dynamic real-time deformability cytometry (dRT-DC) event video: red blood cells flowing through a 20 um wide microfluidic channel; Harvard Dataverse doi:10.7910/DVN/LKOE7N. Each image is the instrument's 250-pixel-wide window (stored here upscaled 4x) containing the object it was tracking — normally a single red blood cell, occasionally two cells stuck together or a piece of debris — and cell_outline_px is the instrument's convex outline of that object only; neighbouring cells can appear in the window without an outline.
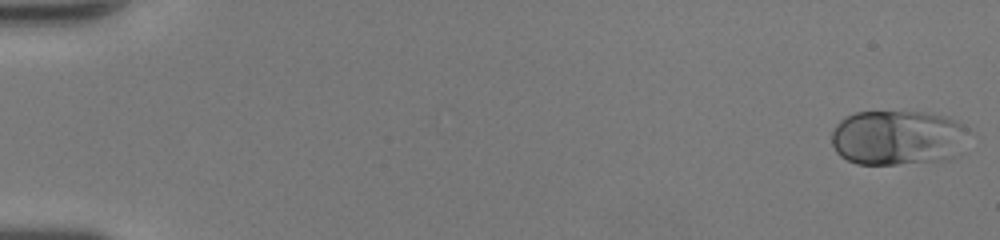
{"species": "human", "species_latin": "Homo sapiens", "temperature_condition": "room temperature", "stored_images_in_passage": 49, "camera_frame_rate_fps": 3000, "um_per_image_px": 0.085, "donor": {"sex": "female"}, "frame": {"image": 1, "passage_image": 1, "time_ms": 0.0, "image_size_px": [1000, 240], "cell_outline_px": [[968, 128], [956, 156], [952, 160], [896, 164], [856, 164], [840, 156], [836, 152], [832, 144], [832, 132], [836, 124], [844, 116], [856, 112], [928, 112], [948, 116]], "centroid_in_image_um": [76.28, 11.7], "position_along_channel_um": 8.7, "area_um2": 44.16}}
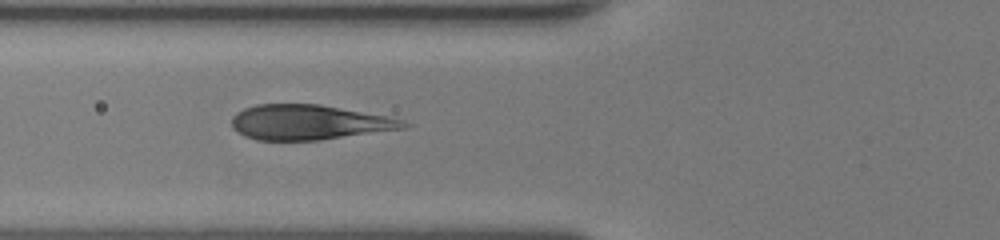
{"frame": {"image": 2, "passage_image": 20, "time_ms": 6.333, "image_size_px": [1000, 240], "cell_outline_px": [[412, 124], [404, 128], [320, 140], [256, 140], [244, 136], [232, 128], [232, 116], [236, 112], [244, 108], [256, 104], [320, 104], [388, 116], [404, 120]], "centroid_in_image_um": [26.24, 10.39], "position_along_channel_um": 99.6, "area_um2": 35.08}}
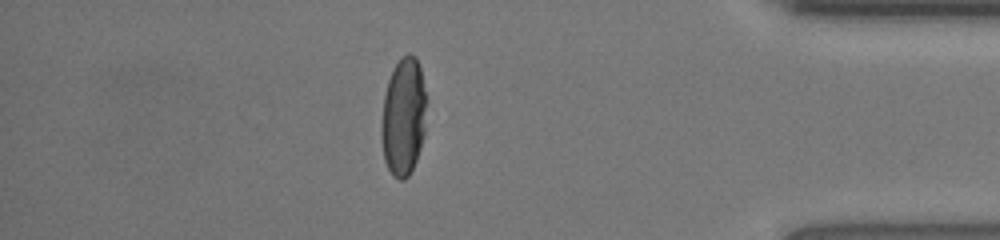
{"frame": {"image": 3, "passage_image": 43, "time_ms": 14.0, "image_size_px": [1000, 240], "cell_outline_px": [[424, 136], [416, 160], [408, 176], [404, 180], [400, 180], [392, 176], [384, 160], [380, 132], [380, 128], [384, 92], [392, 68], [400, 56], [408, 52], [412, 52], [416, 56], [420, 68], [424, 92]], "centroid_in_image_um": [34.25, 9.9], "position_along_channel_um": 401.0, "area_um2": 31.15}}